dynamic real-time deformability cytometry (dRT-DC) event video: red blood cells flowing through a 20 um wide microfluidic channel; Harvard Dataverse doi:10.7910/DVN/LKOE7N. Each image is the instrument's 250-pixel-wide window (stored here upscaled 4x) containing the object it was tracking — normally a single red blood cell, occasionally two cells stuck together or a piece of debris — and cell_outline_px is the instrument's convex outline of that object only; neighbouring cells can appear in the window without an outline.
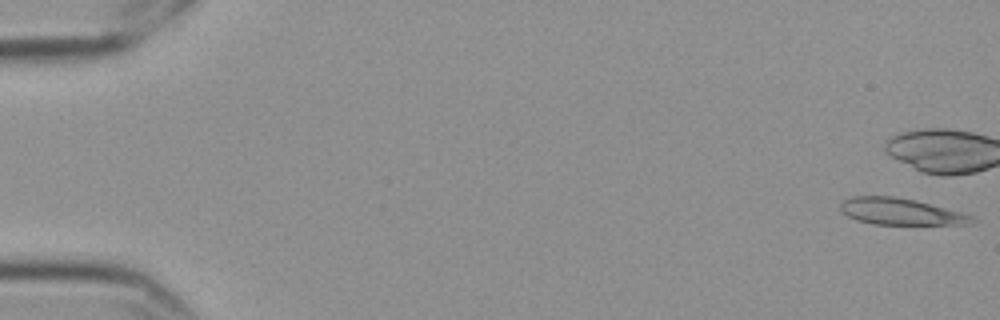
{"species": "Egyptian fruit bat (a non-hibernating species)", "species_latin": "Rousettus aegyptiacus", "temperature_condition": "cold", "stored_images_in_passage": 11, "camera_frame_rate_fps": 3000, "um_per_image_px": 0.085, "frame": {"image": 1, "passage_image": 1, "time_ms": 0.0, "image_size_px": [1000, 320], "cell_outline_px": [[976, 220], [972, 224], [872, 224], [856, 220], [840, 212], [840, 204], [844, 200], [852, 196], [896, 196], [916, 200], [960, 212], [972, 216]], "centroid_in_image_um": [76.51, 17.98], "position_along_channel_um": 8.5, "area_um2": 20.35}}